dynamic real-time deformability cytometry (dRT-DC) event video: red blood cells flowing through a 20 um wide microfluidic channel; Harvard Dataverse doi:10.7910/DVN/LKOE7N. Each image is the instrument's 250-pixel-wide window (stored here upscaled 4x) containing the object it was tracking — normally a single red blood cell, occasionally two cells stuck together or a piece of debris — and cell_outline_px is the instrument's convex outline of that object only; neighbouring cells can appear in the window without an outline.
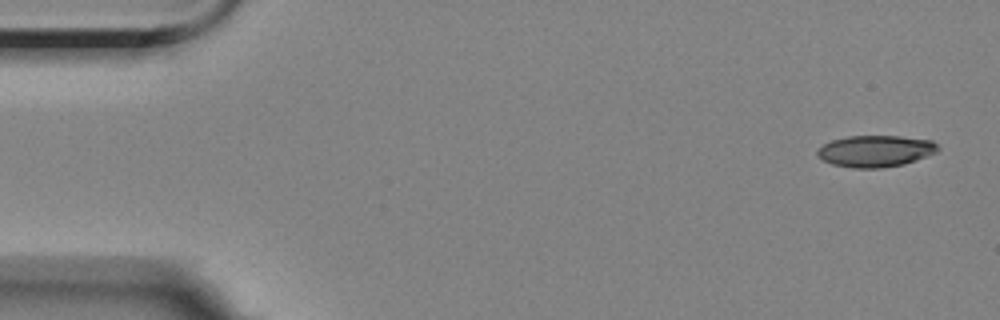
{"species": "Egyptian fruit bat (a non-hibernating species)", "species_latin": "Rousettus aegyptiacus", "temperature_condition": "room temperature", "stored_images_in_passage": 6, "segment_of_instrument_passage": [1, 2], "camera_frame_rate_fps": 3000, "um_per_image_px": 0.085, "animal": {"sex": "female"}, "frame": {"image": 1, "passage_image": 1, "time_ms": 0.0, "image_size_px": [1000, 320], "cell_outline_px": [[940, 148], [936, 152], [916, 160], [904, 164], [884, 168], [852, 168], [832, 164], [824, 160], [816, 152], [824, 144], [832, 140], [848, 136], [900, 136], [932, 140]], "centroid_in_image_um": [74.44, 12.84], "position_along_channel_um": 10.6, "area_um2": 22.08}}